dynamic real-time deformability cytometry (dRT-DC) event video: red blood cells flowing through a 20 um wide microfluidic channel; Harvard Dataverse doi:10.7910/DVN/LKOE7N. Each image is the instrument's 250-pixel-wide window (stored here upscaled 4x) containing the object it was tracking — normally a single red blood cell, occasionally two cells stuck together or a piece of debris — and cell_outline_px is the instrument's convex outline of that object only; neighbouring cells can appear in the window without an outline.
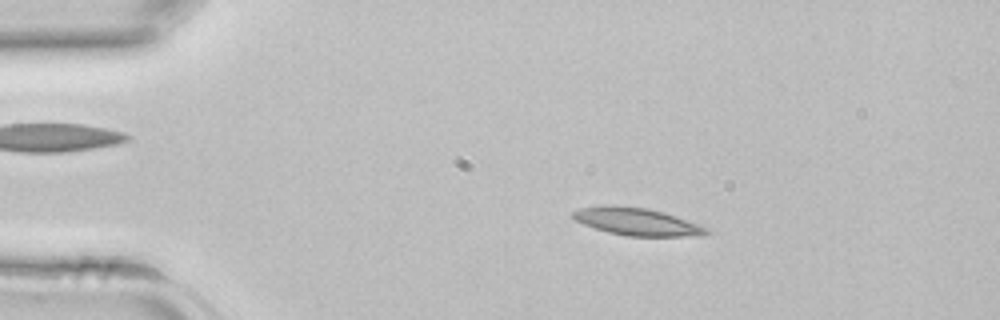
{"species": "common noctule bat (a hibernating species)", "species_latin": "Nyctalus noctula", "temperature_condition": "room temperature", "stored_images_in_passage": 41, "camera_frame_rate_fps": 3000, "um_per_image_px": 0.085, "animal": {"sex": "female", "body_mass_g": 22.7, "forearm_length_mm": 54.2}, "frame": {"image": 1, "passage_image": 7, "time_ms": 2.0, "image_size_px": [1000, 320], "cell_outline_px": [[712, 232], [704, 236], [628, 236], [608, 232], [584, 224], [576, 220], [572, 216], [572, 212], [580, 208], [604, 204], [616, 204], [648, 208], [664, 212], [676, 216], [708, 228]], "centroid_in_image_um": [54.16, 18.82], "position_along_channel_um": 30.8, "area_um2": 21.62}}
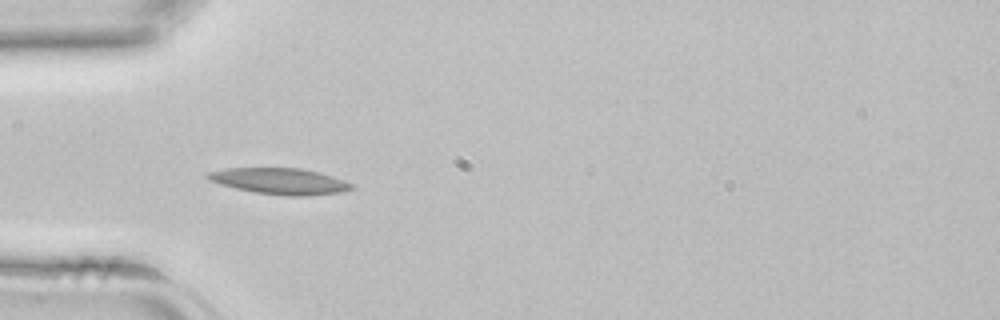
{"frame": {"image": 2, "passage_image": 12, "time_ms": 3.667, "image_size_px": [1000, 320], "cell_outline_px": [[356, 188], [340, 192], [308, 196], [284, 196], [256, 192], [236, 188], [220, 184], [208, 180], [204, 176], [208, 172], [228, 168], [300, 168], [320, 172], [356, 184]], "centroid_in_image_um": [23.83, 15.4], "position_along_channel_um": 61.2, "area_um2": 22.08}}